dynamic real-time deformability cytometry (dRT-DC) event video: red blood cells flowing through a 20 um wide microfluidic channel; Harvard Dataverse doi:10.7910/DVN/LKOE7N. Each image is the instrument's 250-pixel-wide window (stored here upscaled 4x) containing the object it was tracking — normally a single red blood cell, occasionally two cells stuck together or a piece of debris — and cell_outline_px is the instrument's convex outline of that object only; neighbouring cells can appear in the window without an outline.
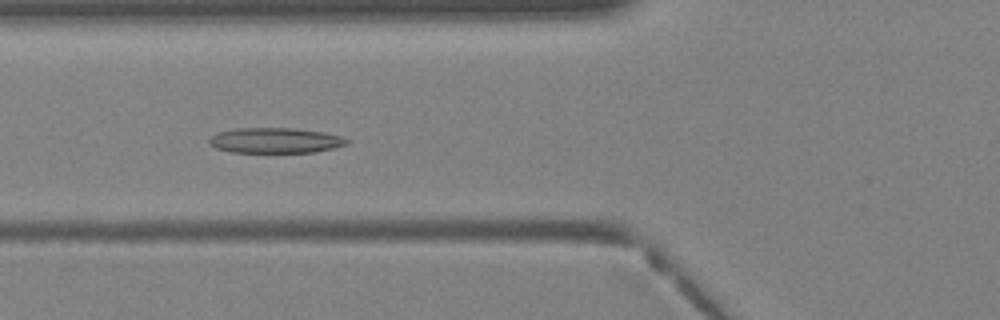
{"species": "Egyptian fruit bat (a non-hibernating species)", "species_latin": "Rousettus aegyptiacus", "temperature_condition": "warm", "stored_images_in_passage": 39, "camera_frame_rate_fps": 3000, "um_per_image_px": 0.085, "animal": {"sex": "female"}, "frame": {"image": 1, "passage_image": 15, "time_ms": 4.667, "image_size_px": [1000, 320], "cell_outline_px": [[348, 144], [336, 148], [316, 152], [232, 152], [216, 148], [208, 144], [208, 140], [212, 136], [220, 132], [236, 128], [296, 128], [324, 132], [340, 136], [348, 140]], "centroid_in_image_um": [23.42, 11.94], "position_along_channel_um": 102.4, "area_um2": 20.35}}
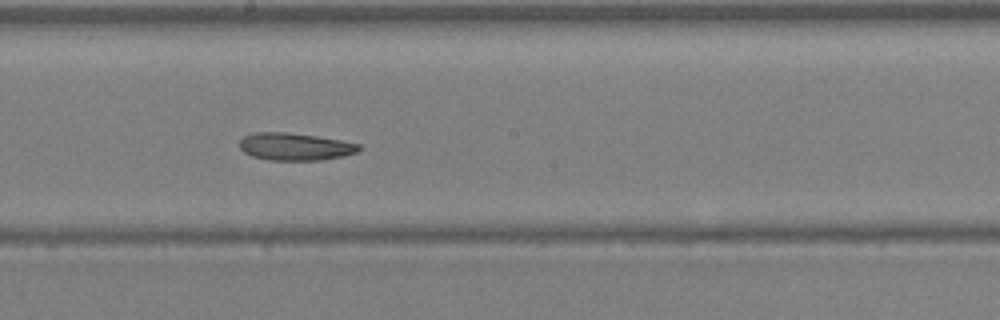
{"frame": {"image": 2, "passage_image": 22, "time_ms": 7.0, "image_size_px": [1000, 320], "cell_outline_px": [[360, 148], [356, 152], [344, 156], [320, 160], [268, 160], [252, 156], [244, 152], [240, 148], [240, 140], [244, 136], [256, 132], [288, 132], [316, 136], [340, 140], [360, 144]], "centroid_in_image_um": [25.06, 12.46], "position_along_channel_um": 223.1, "area_um2": 19.02}}
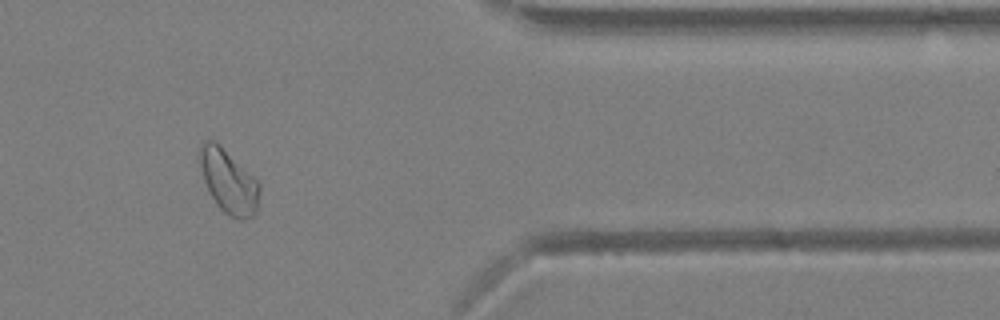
{"frame": {"image": 3, "passage_image": 33, "time_ms": 10.667, "image_size_px": [1000, 320], "cell_outline_px": [[260, 188], [256, 212], [248, 220], [240, 220], [228, 216], [216, 204], [204, 180], [196, 160], [196, 156], [200, 144], [204, 140], [212, 140], [220, 144], [260, 184]], "centroid_in_image_um": [19.38, 15.4], "position_along_channel_um": 392.0, "area_um2": 22.43}}